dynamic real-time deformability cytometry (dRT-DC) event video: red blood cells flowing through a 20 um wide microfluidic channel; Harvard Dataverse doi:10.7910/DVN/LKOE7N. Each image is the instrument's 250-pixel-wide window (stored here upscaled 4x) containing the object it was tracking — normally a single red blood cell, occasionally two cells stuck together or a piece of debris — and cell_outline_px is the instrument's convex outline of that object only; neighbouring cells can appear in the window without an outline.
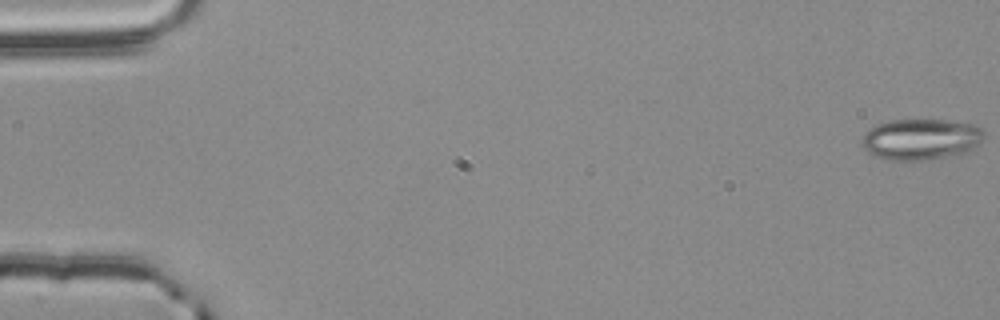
{"species": "common noctule bat (a hibernating species)", "species_latin": "Nyctalus noctula", "temperature_condition": "room temperature", "stored_images_in_passage": 17, "camera_frame_rate_fps": 3000, "um_per_image_px": 0.085, "animal": {"sex": "male", "body_mass_g": 20.4}, "frame": {"image": 1, "passage_image": 1, "time_ms": 0.0, "image_size_px": [1000, 320], "cell_outline_px": [[984, 140], [980, 144], [964, 152], [924, 160], [884, 160], [868, 152], [864, 148], [864, 132], [868, 128], [876, 124], [888, 120], [944, 120], [976, 124], [984, 132]], "centroid_in_image_um": [78.27, 11.82], "position_along_channel_um": 6.7, "area_um2": 29.13}}